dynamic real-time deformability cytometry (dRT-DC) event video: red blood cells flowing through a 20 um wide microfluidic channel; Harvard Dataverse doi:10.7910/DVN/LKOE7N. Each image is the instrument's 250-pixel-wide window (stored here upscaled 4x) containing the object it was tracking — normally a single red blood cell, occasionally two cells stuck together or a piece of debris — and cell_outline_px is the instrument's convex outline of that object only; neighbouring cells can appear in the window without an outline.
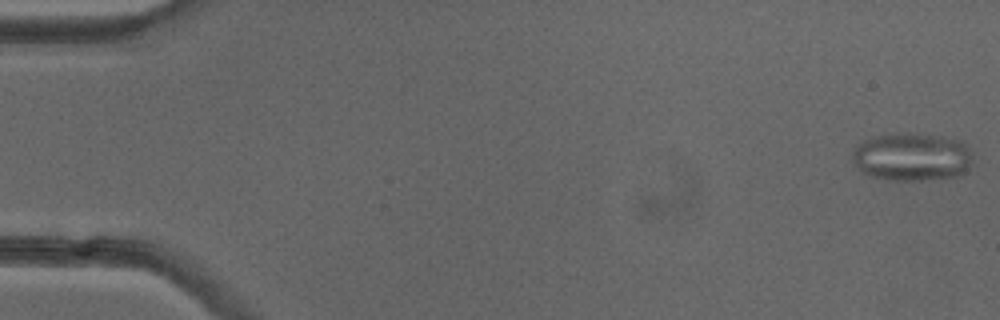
{"species": "common noctule bat (a hibernating species)", "species_latin": "Nyctalus noctula", "temperature_condition": "cold", "stored_images_in_passage": 51, "camera_frame_rate_fps": 3000, "um_per_image_px": 0.085, "animal": {"sex": "female"}, "frame": {"image": 1, "passage_image": 1, "time_ms": 0.0, "image_size_px": [1000, 320], "cell_outline_px": [[972, 164], [964, 172], [956, 176], [920, 180], [888, 180], [872, 176], [864, 172], [856, 164], [852, 156], [852, 152], [864, 140], [876, 136], [928, 136], [964, 140], [972, 152]], "centroid_in_image_um": [77.58, 13.38], "position_along_channel_um": 7.4, "area_um2": 32.6}}
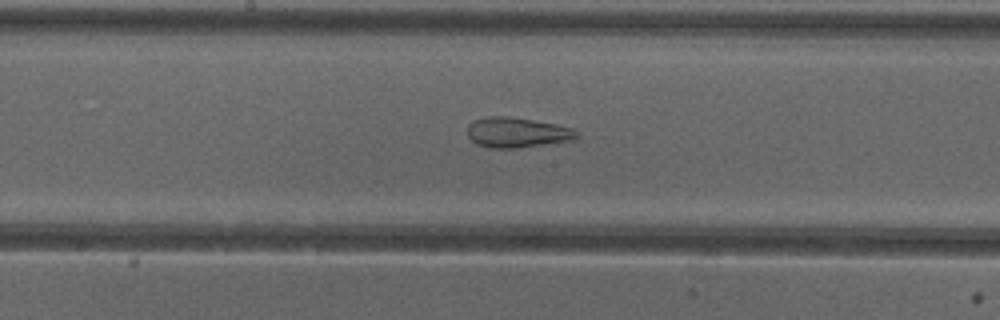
{"frame": {"image": 2, "passage_image": 27, "time_ms": 8.667, "image_size_px": [1000, 320], "cell_outline_px": [[580, 136], [572, 140], [516, 148], [492, 148], [476, 144], [468, 136], [468, 124], [472, 120], [488, 116], [508, 116], [556, 124], [572, 128], [580, 132]], "centroid_in_image_um": [43.95, 11.25], "position_along_channel_um": 204.3, "area_um2": 19.25}}
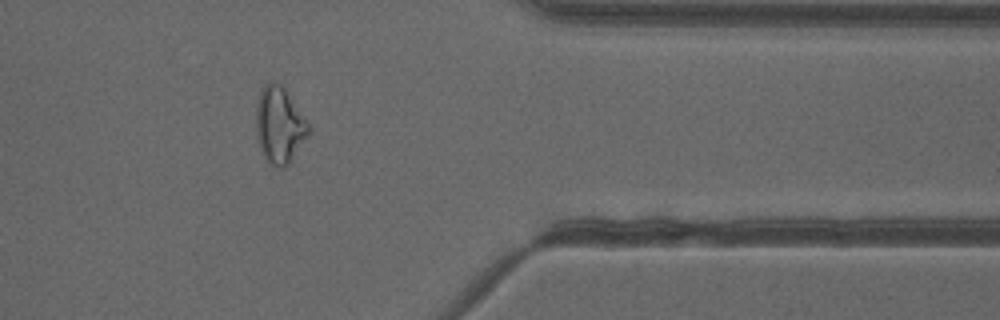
{"frame": {"image": 3, "passage_image": 42, "time_ms": 13.667, "image_size_px": [1000, 320], "cell_outline_px": [[312, 132], [288, 164], [284, 168], [276, 168], [268, 164], [264, 156], [256, 132], [256, 108], [260, 92], [264, 84], [268, 80], [272, 80], [280, 84], [288, 92], [312, 128]], "centroid_in_image_um": [23.78, 10.63], "position_along_channel_um": 387.6, "area_um2": 23.7}, "authors_computed_cell_mechanics": {"area_um2": 24.7962, "velocity_mm_per_s": 4.0067, "shape_relaxation_time_tau1_ms": null, "shape_relaxation_time_tau2_ms": 1.834, "deformation_change_tau1": null, "deformation_change_tau2": 0.1127}}